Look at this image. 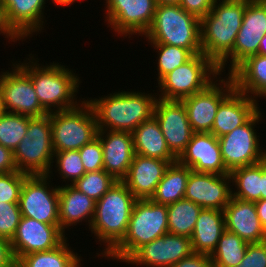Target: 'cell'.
Listing matches in <instances>:
<instances>
[{
	"instance_id": "6da1fadb",
	"label": "cell",
	"mask_w": 266,
	"mask_h": 267,
	"mask_svg": "<svg viewBox=\"0 0 266 267\" xmlns=\"http://www.w3.org/2000/svg\"><path fill=\"white\" fill-rule=\"evenodd\" d=\"M28 56L17 64L30 76L38 101L48 113L71 109L82 102L76 98L82 81L73 69L54 61L42 65L34 54Z\"/></svg>"
},
{
	"instance_id": "7a4b0ae2",
	"label": "cell",
	"mask_w": 266,
	"mask_h": 267,
	"mask_svg": "<svg viewBox=\"0 0 266 267\" xmlns=\"http://www.w3.org/2000/svg\"><path fill=\"white\" fill-rule=\"evenodd\" d=\"M157 95L138 91L112 92L99 98H87L98 130L132 132L154 116Z\"/></svg>"
},
{
	"instance_id": "3957f363",
	"label": "cell",
	"mask_w": 266,
	"mask_h": 267,
	"mask_svg": "<svg viewBox=\"0 0 266 267\" xmlns=\"http://www.w3.org/2000/svg\"><path fill=\"white\" fill-rule=\"evenodd\" d=\"M137 198L122 181H116L96 202L94 217L88 230L102 247L97 257H106L125 237Z\"/></svg>"
},
{
	"instance_id": "277c9868",
	"label": "cell",
	"mask_w": 266,
	"mask_h": 267,
	"mask_svg": "<svg viewBox=\"0 0 266 267\" xmlns=\"http://www.w3.org/2000/svg\"><path fill=\"white\" fill-rule=\"evenodd\" d=\"M245 7L246 0H215L200 20L202 53L217 67L233 52Z\"/></svg>"
},
{
	"instance_id": "5b68a950",
	"label": "cell",
	"mask_w": 266,
	"mask_h": 267,
	"mask_svg": "<svg viewBox=\"0 0 266 267\" xmlns=\"http://www.w3.org/2000/svg\"><path fill=\"white\" fill-rule=\"evenodd\" d=\"M167 233V205L137 199L125 237L105 258L126 262L140 247Z\"/></svg>"
},
{
	"instance_id": "8992f818",
	"label": "cell",
	"mask_w": 266,
	"mask_h": 267,
	"mask_svg": "<svg viewBox=\"0 0 266 267\" xmlns=\"http://www.w3.org/2000/svg\"><path fill=\"white\" fill-rule=\"evenodd\" d=\"M142 37L149 44H169L202 53L200 19L179 5H157L152 24Z\"/></svg>"
},
{
	"instance_id": "52a82bcc",
	"label": "cell",
	"mask_w": 266,
	"mask_h": 267,
	"mask_svg": "<svg viewBox=\"0 0 266 267\" xmlns=\"http://www.w3.org/2000/svg\"><path fill=\"white\" fill-rule=\"evenodd\" d=\"M54 154L50 114L32 117L26 135L13 152L17 171L28 175L52 176Z\"/></svg>"
},
{
	"instance_id": "ba28073f",
	"label": "cell",
	"mask_w": 266,
	"mask_h": 267,
	"mask_svg": "<svg viewBox=\"0 0 266 267\" xmlns=\"http://www.w3.org/2000/svg\"><path fill=\"white\" fill-rule=\"evenodd\" d=\"M49 114L54 152L79 150L97 137L96 118L85 98L74 108Z\"/></svg>"
},
{
	"instance_id": "9c48e42d",
	"label": "cell",
	"mask_w": 266,
	"mask_h": 267,
	"mask_svg": "<svg viewBox=\"0 0 266 267\" xmlns=\"http://www.w3.org/2000/svg\"><path fill=\"white\" fill-rule=\"evenodd\" d=\"M219 75L218 67L203 53H198L157 82L160 94H156L163 100L181 101L204 90Z\"/></svg>"
},
{
	"instance_id": "30bf717a",
	"label": "cell",
	"mask_w": 266,
	"mask_h": 267,
	"mask_svg": "<svg viewBox=\"0 0 266 267\" xmlns=\"http://www.w3.org/2000/svg\"><path fill=\"white\" fill-rule=\"evenodd\" d=\"M261 112L259 109L245 124L218 138L222 160L229 172L264 160V148L255 129L262 121Z\"/></svg>"
},
{
	"instance_id": "8fae6325",
	"label": "cell",
	"mask_w": 266,
	"mask_h": 267,
	"mask_svg": "<svg viewBox=\"0 0 266 267\" xmlns=\"http://www.w3.org/2000/svg\"><path fill=\"white\" fill-rule=\"evenodd\" d=\"M16 62H12L11 71L0 73V110L29 117L48 114L38 101L30 76Z\"/></svg>"
},
{
	"instance_id": "7c38bea8",
	"label": "cell",
	"mask_w": 266,
	"mask_h": 267,
	"mask_svg": "<svg viewBox=\"0 0 266 267\" xmlns=\"http://www.w3.org/2000/svg\"><path fill=\"white\" fill-rule=\"evenodd\" d=\"M51 178L49 175H28L24 179L18 202L23 217L60 225L59 186L50 185Z\"/></svg>"
},
{
	"instance_id": "4fadbf2b",
	"label": "cell",
	"mask_w": 266,
	"mask_h": 267,
	"mask_svg": "<svg viewBox=\"0 0 266 267\" xmlns=\"http://www.w3.org/2000/svg\"><path fill=\"white\" fill-rule=\"evenodd\" d=\"M265 34L266 0H246L243 21L237 33L233 52L218 66L220 75L224 76L222 73L226 66H230L227 67V74H230L246 58L258 54L260 40Z\"/></svg>"
},
{
	"instance_id": "5bb4252c",
	"label": "cell",
	"mask_w": 266,
	"mask_h": 267,
	"mask_svg": "<svg viewBox=\"0 0 266 267\" xmlns=\"http://www.w3.org/2000/svg\"><path fill=\"white\" fill-rule=\"evenodd\" d=\"M105 21L115 34L143 36L152 24L156 0H105ZM107 20V21H106Z\"/></svg>"
},
{
	"instance_id": "9a60e30c",
	"label": "cell",
	"mask_w": 266,
	"mask_h": 267,
	"mask_svg": "<svg viewBox=\"0 0 266 267\" xmlns=\"http://www.w3.org/2000/svg\"><path fill=\"white\" fill-rule=\"evenodd\" d=\"M227 76L224 79L218 76L204 90L181 100L194 133L212 131L220 103L235 89L233 79L229 74Z\"/></svg>"
},
{
	"instance_id": "2e32d148",
	"label": "cell",
	"mask_w": 266,
	"mask_h": 267,
	"mask_svg": "<svg viewBox=\"0 0 266 267\" xmlns=\"http://www.w3.org/2000/svg\"><path fill=\"white\" fill-rule=\"evenodd\" d=\"M193 253L189 237L167 233L140 247L125 263L141 267H172Z\"/></svg>"
},
{
	"instance_id": "e0dca14e",
	"label": "cell",
	"mask_w": 266,
	"mask_h": 267,
	"mask_svg": "<svg viewBox=\"0 0 266 267\" xmlns=\"http://www.w3.org/2000/svg\"><path fill=\"white\" fill-rule=\"evenodd\" d=\"M66 238L60 225L45 224L22 216L10 243L15 260L18 261L30 253L51 250Z\"/></svg>"
},
{
	"instance_id": "ac0fdd59",
	"label": "cell",
	"mask_w": 266,
	"mask_h": 267,
	"mask_svg": "<svg viewBox=\"0 0 266 267\" xmlns=\"http://www.w3.org/2000/svg\"><path fill=\"white\" fill-rule=\"evenodd\" d=\"M154 117L170 151L178 158L190 142L194 132L182 101L158 98Z\"/></svg>"
},
{
	"instance_id": "d6986e66",
	"label": "cell",
	"mask_w": 266,
	"mask_h": 267,
	"mask_svg": "<svg viewBox=\"0 0 266 267\" xmlns=\"http://www.w3.org/2000/svg\"><path fill=\"white\" fill-rule=\"evenodd\" d=\"M232 197L230 174L195 172L190 175L185 189V199L202 208L223 211Z\"/></svg>"
},
{
	"instance_id": "ffe728a7",
	"label": "cell",
	"mask_w": 266,
	"mask_h": 267,
	"mask_svg": "<svg viewBox=\"0 0 266 267\" xmlns=\"http://www.w3.org/2000/svg\"><path fill=\"white\" fill-rule=\"evenodd\" d=\"M177 161L195 172L230 174L222 160L218 138L212 133H194Z\"/></svg>"
},
{
	"instance_id": "44dd1931",
	"label": "cell",
	"mask_w": 266,
	"mask_h": 267,
	"mask_svg": "<svg viewBox=\"0 0 266 267\" xmlns=\"http://www.w3.org/2000/svg\"><path fill=\"white\" fill-rule=\"evenodd\" d=\"M103 149V169L116 181H122L133 161L135 151L130 132L98 130Z\"/></svg>"
},
{
	"instance_id": "7402d4cb",
	"label": "cell",
	"mask_w": 266,
	"mask_h": 267,
	"mask_svg": "<svg viewBox=\"0 0 266 267\" xmlns=\"http://www.w3.org/2000/svg\"><path fill=\"white\" fill-rule=\"evenodd\" d=\"M135 154L122 182L137 199H150L171 163Z\"/></svg>"
},
{
	"instance_id": "603a6c76",
	"label": "cell",
	"mask_w": 266,
	"mask_h": 267,
	"mask_svg": "<svg viewBox=\"0 0 266 267\" xmlns=\"http://www.w3.org/2000/svg\"><path fill=\"white\" fill-rule=\"evenodd\" d=\"M259 101L234 89L219 105L212 133L220 138L245 124L260 108Z\"/></svg>"
},
{
	"instance_id": "cb8c5ba5",
	"label": "cell",
	"mask_w": 266,
	"mask_h": 267,
	"mask_svg": "<svg viewBox=\"0 0 266 267\" xmlns=\"http://www.w3.org/2000/svg\"><path fill=\"white\" fill-rule=\"evenodd\" d=\"M223 212L225 229L237 234L247 243L266 240V231L258 218L255 202L231 197Z\"/></svg>"
},
{
	"instance_id": "d4e9b609",
	"label": "cell",
	"mask_w": 266,
	"mask_h": 267,
	"mask_svg": "<svg viewBox=\"0 0 266 267\" xmlns=\"http://www.w3.org/2000/svg\"><path fill=\"white\" fill-rule=\"evenodd\" d=\"M9 24L24 39L43 30L46 0H0ZM29 36V37H28Z\"/></svg>"
},
{
	"instance_id": "484cf974",
	"label": "cell",
	"mask_w": 266,
	"mask_h": 267,
	"mask_svg": "<svg viewBox=\"0 0 266 267\" xmlns=\"http://www.w3.org/2000/svg\"><path fill=\"white\" fill-rule=\"evenodd\" d=\"M96 201L78 191L71 184L59 185V220L60 229L64 232L70 226L86 222L88 228L94 217Z\"/></svg>"
},
{
	"instance_id": "4316f807",
	"label": "cell",
	"mask_w": 266,
	"mask_h": 267,
	"mask_svg": "<svg viewBox=\"0 0 266 267\" xmlns=\"http://www.w3.org/2000/svg\"><path fill=\"white\" fill-rule=\"evenodd\" d=\"M235 89L252 99H266V56L256 54L246 58L230 74Z\"/></svg>"
},
{
	"instance_id": "83f0119b",
	"label": "cell",
	"mask_w": 266,
	"mask_h": 267,
	"mask_svg": "<svg viewBox=\"0 0 266 267\" xmlns=\"http://www.w3.org/2000/svg\"><path fill=\"white\" fill-rule=\"evenodd\" d=\"M225 230L224 212L202 208L190 237L194 253L211 255Z\"/></svg>"
},
{
	"instance_id": "f1b7e54d",
	"label": "cell",
	"mask_w": 266,
	"mask_h": 267,
	"mask_svg": "<svg viewBox=\"0 0 266 267\" xmlns=\"http://www.w3.org/2000/svg\"><path fill=\"white\" fill-rule=\"evenodd\" d=\"M131 134L135 154L163 161H177V157L168 148L159 123L154 116L143 121Z\"/></svg>"
},
{
	"instance_id": "f546056e",
	"label": "cell",
	"mask_w": 266,
	"mask_h": 267,
	"mask_svg": "<svg viewBox=\"0 0 266 267\" xmlns=\"http://www.w3.org/2000/svg\"><path fill=\"white\" fill-rule=\"evenodd\" d=\"M189 175L190 168L178 161L171 163L150 200L168 206L183 199Z\"/></svg>"
},
{
	"instance_id": "4dcf8cb0",
	"label": "cell",
	"mask_w": 266,
	"mask_h": 267,
	"mask_svg": "<svg viewBox=\"0 0 266 267\" xmlns=\"http://www.w3.org/2000/svg\"><path fill=\"white\" fill-rule=\"evenodd\" d=\"M66 238L59 246L22 256L17 262L22 267H82V257L74 253Z\"/></svg>"
},
{
	"instance_id": "1f68e13d",
	"label": "cell",
	"mask_w": 266,
	"mask_h": 267,
	"mask_svg": "<svg viewBox=\"0 0 266 267\" xmlns=\"http://www.w3.org/2000/svg\"><path fill=\"white\" fill-rule=\"evenodd\" d=\"M232 197L255 202L261 199V162L230 172Z\"/></svg>"
},
{
	"instance_id": "d6a6232c",
	"label": "cell",
	"mask_w": 266,
	"mask_h": 267,
	"mask_svg": "<svg viewBox=\"0 0 266 267\" xmlns=\"http://www.w3.org/2000/svg\"><path fill=\"white\" fill-rule=\"evenodd\" d=\"M202 207L188 199L167 206L168 233L191 237Z\"/></svg>"
},
{
	"instance_id": "836d02e7",
	"label": "cell",
	"mask_w": 266,
	"mask_h": 267,
	"mask_svg": "<svg viewBox=\"0 0 266 267\" xmlns=\"http://www.w3.org/2000/svg\"><path fill=\"white\" fill-rule=\"evenodd\" d=\"M249 243L225 229L210 255L214 267H236L244 258Z\"/></svg>"
},
{
	"instance_id": "e575fe53",
	"label": "cell",
	"mask_w": 266,
	"mask_h": 267,
	"mask_svg": "<svg viewBox=\"0 0 266 267\" xmlns=\"http://www.w3.org/2000/svg\"><path fill=\"white\" fill-rule=\"evenodd\" d=\"M32 117L0 110V145L15 151L26 135Z\"/></svg>"
},
{
	"instance_id": "d590c367",
	"label": "cell",
	"mask_w": 266,
	"mask_h": 267,
	"mask_svg": "<svg viewBox=\"0 0 266 267\" xmlns=\"http://www.w3.org/2000/svg\"><path fill=\"white\" fill-rule=\"evenodd\" d=\"M151 47L158 53L157 59V81L159 82L165 75L169 74L175 68L188 61L193 54L181 47L169 44H150Z\"/></svg>"
},
{
	"instance_id": "8d00e7d4",
	"label": "cell",
	"mask_w": 266,
	"mask_h": 267,
	"mask_svg": "<svg viewBox=\"0 0 266 267\" xmlns=\"http://www.w3.org/2000/svg\"><path fill=\"white\" fill-rule=\"evenodd\" d=\"M115 182L116 180L103 169L86 172L72 186L97 202Z\"/></svg>"
},
{
	"instance_id": "74e56055",
	"label": "cell",
	"mask_w": 266,
	"mask_h": 267,
	"mask_svg": "<svg viewBox=\"0 0 266 267\" xmlns=\"http://www.w3.org/2000/svg\"><path fill=\"white\" fill-rule=\"evenodd\" d=\"M52 165L57 168L59 176L67 185L71 182L72 185L76 180L80 179L86 172L82 164L79 150H67L55 152ZM67 181V182H66Z\"/></svg>"
},
{
	"instance_id": "f35d334b",
	"label": "cell",
	"mask_w": 266,
	"mask_h": 267,
	"mask_svg": "<svg viewBox=\"0 0 266 267\" xmlns=\"http://www.w3.org/2000/svg\"><path fill=\"white\" fill-rule=\"evenodd\" d=\"M21 218L18 202H0V237L11 241Z\"/></svg>"
},
{
	"instance_id": "ab89813d",
	"label": "cell",
	"mask_w": 266,
	"mask_h": 267,
	"mask_svg": "<svg viewBox=\"0 0 266 267\" xmlns=\"http://www.w3.org/2000/svg\"><path fill=\"white\" fill-rule=\"evenodd\" d=\"M28 174L13 171L0 174V202H19L24 179Z\"/></svg>"
},
{
	"instance_id": "60d3db41",
	"label": "cell",
	"mask_w": 266,
	"mask_h": 267,
	"mask_svg": "<svg viewBox=\"0 0 266 267\" xmlns=\"http://www.w3.org/2000/svg\"><path fill=\"white\" fill-rule=\"evenodd\" d=\"M85 172L103 170V149L98 137L79 149Z\"/></svg>"
},
{
	"instance_id": "b9f144b4",
	"label": "cell",
	"mask_w": 266,
	"mask_h": 267,
	"mask_svg": "<svg viewBox=\"0 0 266 267\" xmlns=\"http://www.w3.org/2000/svg\"><path fill=\"white\" fill-rule=\"evenodd\" d=\"M236 267H266V240L249 243L243 260Z\"/></svg>"
},
{
	"instance_id": "7bdbcfd3",
	"label": "cell",
	"mask_w": 266,
	"mask_h": 267,
	"mask_svg": "<svg viewBox=\"0 0 266 267\" xmlns=\"http://www.w3.org/2000/svg\"><path fill=\"white\" fill-rule=\"evenodd\" d=\"M215 0H180L179 6L200 20L212 9Z\"/></svg>"
},
{
	"instance_id": "ee69618b",
	"label": "cell",
	"mask_w": 266,
	"mask_h": 267,
	"mask_svg": "<svg viewBox=\"0 0 266 267\" xmlns=\"http://www.w3.org/2000/svg\"><path fill=\"white\" fill-rule=\"evenodd\" d=\"M172 267H214L209 255L193 253L191 256L183 258Z\"/></svg>"
},
{
	"instance_id": "f6af8a7d",
	"label": "cell",
	"mask_w": 266,
	"mask_h": 267,
	"mask_svg": "<svg viewBox=\"0 0 266 267\" xmlns=\"http://www.w3.org/2000/svg\"><path fill=\"white\" fill-rule=\"evenodd\" d=\"M0 34L4 35L5 38L10 42H17L20 40L23 41L22 37L13 29V27L9 24L6 11L0 1Z\"/></svg>"
},
{
	"instance_id": "bcb514c9",
	"label": "cell",
	"mask_w": 266,
	"mask_h": 267,
	"mask_svg": "<svg viewBox=\"0 0 266 267\" xmlns=\"http://www.w3.org/2000/svg\"><path fill=\"white\" fill-rule=\"evenodd\" d=\"M15 262L10 241L0 237V267H13Z\"/></svg>"
},
{
	"instance_id": "7dc6e473",
	"label": "cell",
	"mask_w": 266,
	"mask_h": 267,
	"mask_svg": "<svg viewBox=\"0 0 266 267\" xmlns=\"http://www.w3.org/2000/svg\"><path fill=\"white\" fill-rule=\"evenodd\" d=\"M17 171L14 163L13 152L0 145V174Z\"/></svg>"
},
{
	"instance_id": "c3c4849f",
	"label": "cell",
	"mask_w": 266,
	"mask_h": 267,
	"mask_svg": "<svg viewBox=\"0 0 266 267\" xmlns=\"http://www.w3.org/2000/svg\"><path fill=\"white\" fill-rule=\"evenodd\" d=\"M255 207L258 214V218L266 231V199H260L255 201Z\"/></svg>"
},
{
	"instance_id": "681fc988",
	"label": "cell",
	"mask_w": 266,
	"mask_h": 267,
	"mask_svg": "<svg viewBox=\"0 0 266 267\" xmlns=\"http://www.w3.org/2000/svg\"><path fill=\"white\" fill-rule=\"evenodd\" d=\"M261 199H266V162L261 161Z\"/></svg>"
},
{
	"instance_id": "f907efd6",
	"label": "cell",
	"mask_w": 266,
	"mask_h": 267,
	"mask_svg": "<svg viewBox=\"0 0 266 267\" xmlns=\"http://www.w3.org/2000/svg\"><path fill=\"white\" fill-rule=\"evenodd\" d=\"M258 54L266 56V34L260 40Z\"/></svg>"
},
{
	"instance_id": "816d5d0a",
	"label": "cell",
	"mask_w": 266,
	"mask_h": 267,
	"mask_svg": "<svg viewBox=\"0 0 266 267\" xmlns=\"http://www.w3.org/2000/svg\"><path fill=\"white\" fill-rule=\"evenodd\" d=\"M52 1V3H54V5L56 4L57 5V7L58 6H71L72 5V3L74 2L75 3V1L76 0H51Z\"/></svg>"
},
{
	"instance_id": "f5cc1de1",
	"label": "cell",
	"mask_w": 266,
	"mask_h": 267,
	"mask_svg": "<svg viewBox=\"0 0 266 267\" xmlns=\"http://www.w3.org/2000/svg\"><path fill=\"white\" fill-rule=\"evenodd\" d=\"M180 0H156L157 5H179Z\"/></svg>"
},
{
	"instance_id": "db71d44e",
	"label": "cell",
	"mask_w": 266,
	"mask_h": 267,
	"mask_svg": "<svg viewBox=\"0 0 266 267\" xmlns=\"http://www.w3.org/2000/svg\"><path fill=\"white\" fill-rule=\"evenodd\" d=\"M13 267H22L17 261L14 263Z\"/></svg>"
},
{
	"instance_id": "11a10c76",
	"label": "cell",
	"mask_w": 266,
	"mask_h": 267,
	"mask_svg": "<svg viewBox=\"0 0 266 267\" xmlns=\"http://www.w3.org/2000/svg\"><path fill=\"white\" fill-rule=\"evenodd\" d=\"M264 161L266 162V149H264Z\"/></svg>"
}]
</instances>
